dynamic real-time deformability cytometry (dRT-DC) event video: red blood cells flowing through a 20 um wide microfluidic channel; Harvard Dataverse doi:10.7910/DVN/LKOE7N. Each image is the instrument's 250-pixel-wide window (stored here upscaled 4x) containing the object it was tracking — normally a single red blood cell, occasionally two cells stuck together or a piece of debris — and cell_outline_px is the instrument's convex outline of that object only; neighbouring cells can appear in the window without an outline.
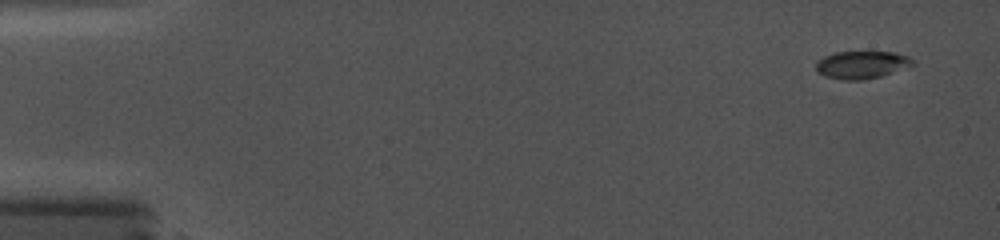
{"species": "common noctule bat (a hibernating species)", "species_latin": "Nyctalus noctula", "temperature_condition": "cold", "stored_images_in_passage": 51, "camera_frame_rate_fps": 5000, "um_per_image_px": 0.085, "animal": {"sex": "female", "body_mass_g": 19.0, "forearm_length_mm": 56.7}, "frame": {"image": 1, "passage_image": 1, "time_ms": 0.0, "image_size_px": [1000, 240], "cell_outline_px": [[916, 64], [880, 76], [860, 80], [844, 80], [824, 76], [816, 72], [816, 60], [824, 56], [836, 52], [896, 52], [908, 56], [916, 60]], "centroid_in_image_um": [73.24, 5.5], "position_along_channel_um": 11.8, "area_um2": 15.66}}
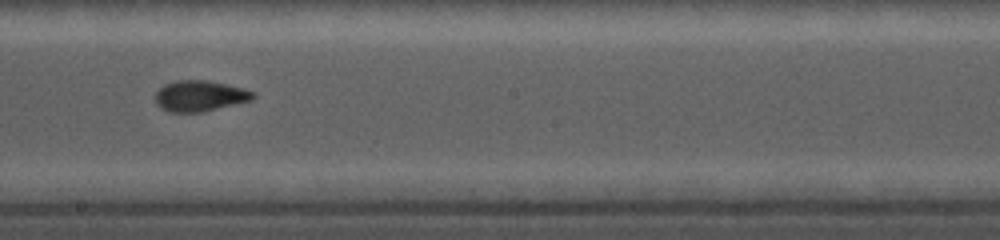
{"frame": {"image": 2, "passage_image": 30, "time_ms": 9.4, "image_size_px": [1000, 240], "cell_outline_px": [[256, 96], [252, 100], [200, 112], [168, 112], [160, 108], [156, 104], [156, 92], [164, 84], [176, 80], [208, 80], [244, 88], [256, 92]], "centroid_in_image_um": [16.99, 8.14], "position_along_channel_um": 231.2, "area_um2": 17.63}}
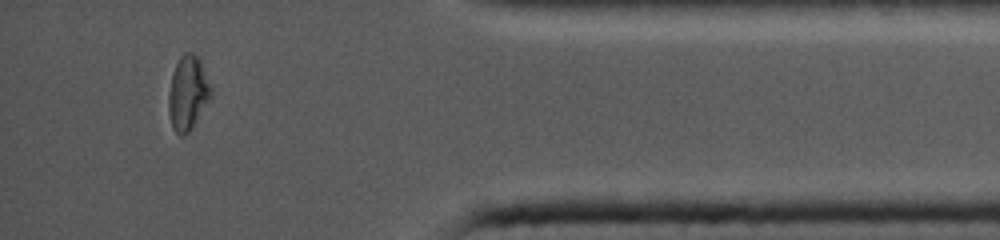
{"frame": {"image": 3, "passage_image": 49, "time_ms": 14.8, "image_size_px": [1000, 240], "cell_outline_px": [[212, 96], [188, 132], [184, 136], [180, 136], [172, 128], [168, 112], [168, 96], [172, 72], [180, 56], [184, 52], [192, 52], [200, 60], [212, 88]], "centroid_in_image_um": [15.95, 7.9], "position_along_channel_um": 419.2, "area_um2": 18.32}}